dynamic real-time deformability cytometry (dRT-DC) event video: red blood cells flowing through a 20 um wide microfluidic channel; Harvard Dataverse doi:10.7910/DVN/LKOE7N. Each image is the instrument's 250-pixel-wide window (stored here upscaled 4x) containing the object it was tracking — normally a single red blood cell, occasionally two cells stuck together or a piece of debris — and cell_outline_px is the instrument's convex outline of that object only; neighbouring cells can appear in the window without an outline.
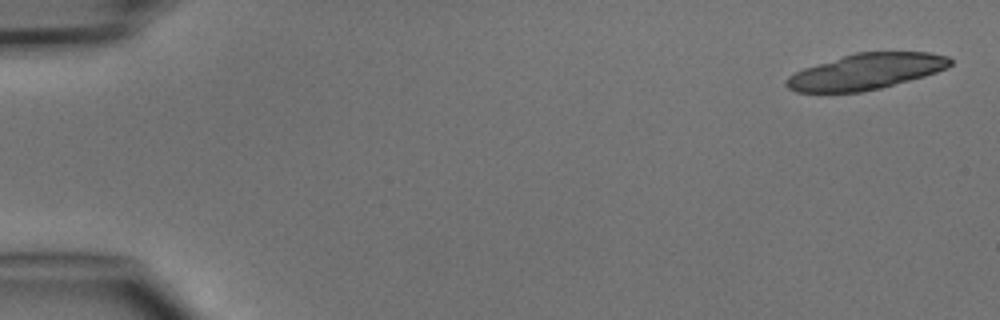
{"species": "common noctule bat (a hibernating species)", "species_latin": "Nyctalus noctula", "temperature_condition": "cold", "stored_images_in_passage": 4, "camera_frame_rate_fps": 3000, "um_per_image_px": 0.085, "animal": {"sex": "male", "body_mass_g": 15.6}, "frame": {"image": 1, "passage_image": 1, "time_ms": 0.0, "image_size_px": [1000, 320], "cell_outline_px": [[952, 64], [948, 68], [924, 76], [880, 88], [860, 92], [796, 92], [788, 88], [784, 84], [784, 80], [788, 76], [804, 68], [856, 52], [928, 52], [948, 56], [952, 60]], "centroid_in_image_um": [73.61, 6.08], "position_along_channel_um": 11.4, "area_um2": 34.04}}